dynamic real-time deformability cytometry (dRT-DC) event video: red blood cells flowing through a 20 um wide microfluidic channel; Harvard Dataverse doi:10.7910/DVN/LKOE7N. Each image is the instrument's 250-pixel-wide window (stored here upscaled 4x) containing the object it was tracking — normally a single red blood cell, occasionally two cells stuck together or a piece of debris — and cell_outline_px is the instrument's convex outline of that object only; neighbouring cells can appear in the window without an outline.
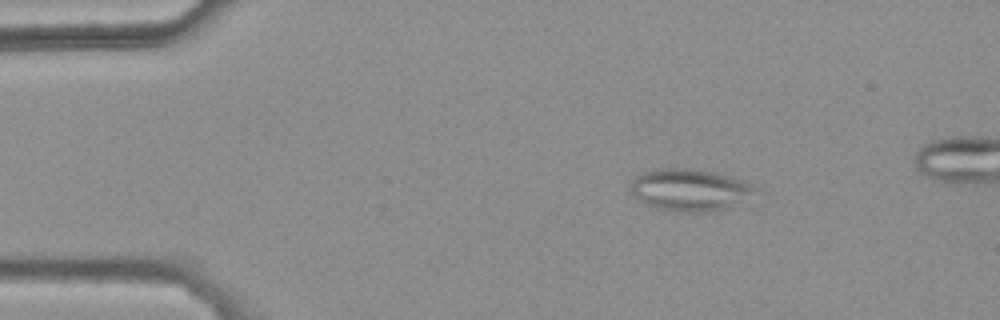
{"species": "common noctule bat (a hibernating species)", "species_latin": "Nyctalus noctula", "temperature_condition": "warm", "stored_images_in_passage": 46, "camera_frame_rate_fps": 3000, "um_per_image_px": 0.085, "animal": {"sex": "female", "body_mass_g": 25.1}, "frame": {"image": 1, "passage_image": 8, "time_ms": 2.333, "image_size_px": [1000, 320], "cell_outline_px": [[752, 188], [748, 192], [728, 208], [704, 212], [684, 212], [660, 208], [648, 204], [632, 196], [632, 180], [640, 172], [660, 168], [692, 168], [712, 172], [728, 176], [740, 180], [748, 184]], "centroid_in_image_um": [58.46, 16.11], "position_along_channel_um": 26.5, "area_um2": 29.25}}
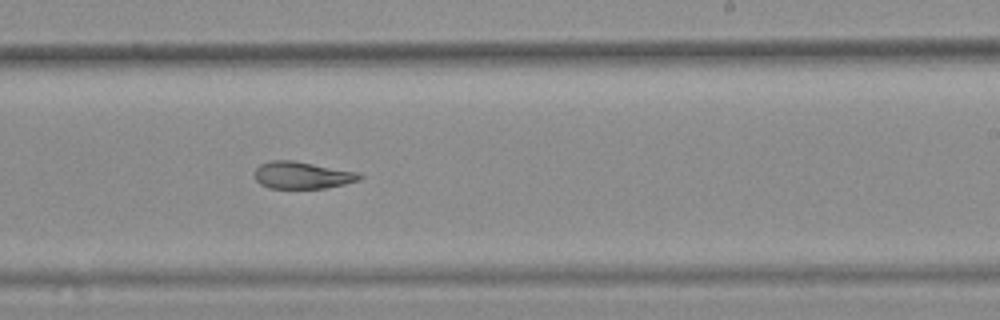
{"frame": {"image": 2, "passage_image": 32, "time_ms": 10.333, "image_size_px": [1000, 320], "cell_outline_px": [[364, 176], [360, 180], [344, 184], [324, 188], [268, 188], [260, 184], [256, 180], [256, 168], [260, 164], [272, 160], [292, 160], [356, 172]], "centroid_in_image_um": [25.67, 14.9], "position_along_channel_um": 263.3, "area_um2": 16.36}}
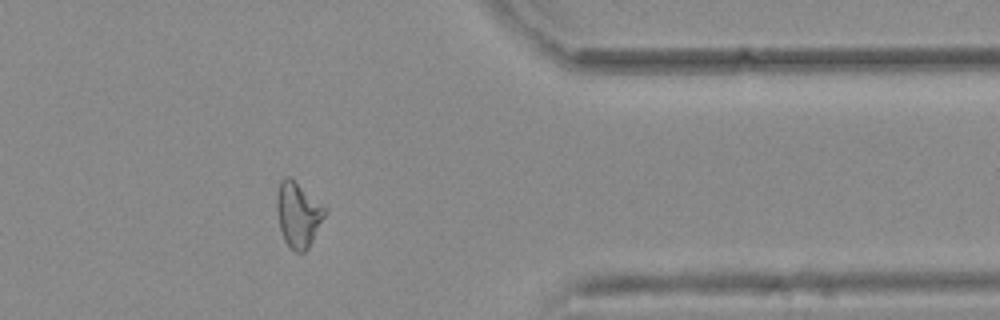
{"frame": {"image": 3, "passage_image": 43, "time_ms": 14.0, "image_size_px": [1000, 320], "cell_outline_px": [[328, 212], [308, 248], [304, 252], [296, 252], [284, 240], [280, 228], [276, 208], [276, 196], [280, 180], [284, 176], [288, 176], [328, 208]], "centroid_in_image_um": [25.36, 18.22], "position_along_channel_um": 386.0, "area_um2": 18.26}, "authors_computed_cell_mechanics": {"area_um2": 18.2937, "velocity_mm_per_s": 3.7649, "shape_relaxation_time_tau1_ms": null, "shape_relaxation_time_tau2_ms": 4.8469, "deformation_change_tau1": null, "deformation_change_tau2": 0.1254}}